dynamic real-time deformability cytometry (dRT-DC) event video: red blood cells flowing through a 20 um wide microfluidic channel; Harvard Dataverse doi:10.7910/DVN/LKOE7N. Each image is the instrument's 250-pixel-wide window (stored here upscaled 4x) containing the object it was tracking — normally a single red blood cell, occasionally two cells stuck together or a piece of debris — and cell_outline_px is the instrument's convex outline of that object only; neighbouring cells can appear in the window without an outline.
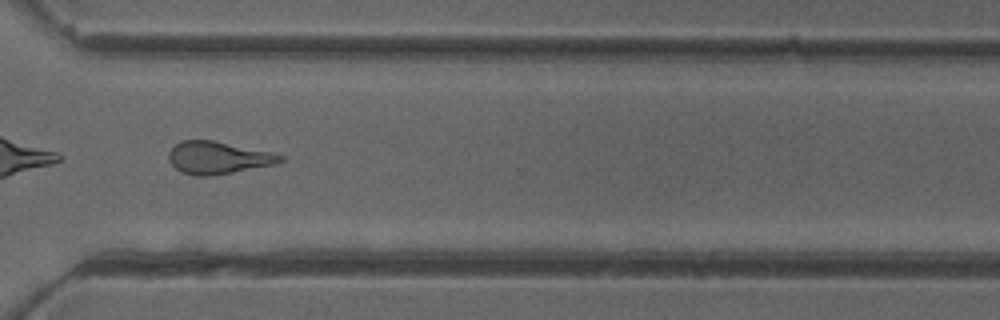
{"species": "common noctule bat (a hibernating species)", "species_latin": "Nyctalus noctula", "temperature_condition": "cold", "stored_images_in_passage": 51, "camera_frame_rate_fps": 3000, "um_per_image_px": 0.085, "animal": {"sex": "female"}, "frame": {"image": 1, "passage_image": 37, "time_ms": 12.0, "image_size_px": [1000, 320], "cell_outline_px": [[284, 160], [276, 164], [232, 172], [208, 176], [196, 176], [180, 172], [168, 160], [168, 152], [180, 140], [212, 140], [276, 152], [284, 156]], "centroid_in_image_um": [18.56, 13.39], "position_along_channel_um": 352.0, "area_um2": 21.27}, "authors_computed_cell_mechanics": {"area_um2": 21.7906, "velocity_mm_per_s": 3.9444, "shape_relaxation_time_tau1_ms": null, "shape_relaxation_time_tau2_ms": 2.2451, "deformation_change_tau1": null, "deformation_change_tau2": 0.1298}}